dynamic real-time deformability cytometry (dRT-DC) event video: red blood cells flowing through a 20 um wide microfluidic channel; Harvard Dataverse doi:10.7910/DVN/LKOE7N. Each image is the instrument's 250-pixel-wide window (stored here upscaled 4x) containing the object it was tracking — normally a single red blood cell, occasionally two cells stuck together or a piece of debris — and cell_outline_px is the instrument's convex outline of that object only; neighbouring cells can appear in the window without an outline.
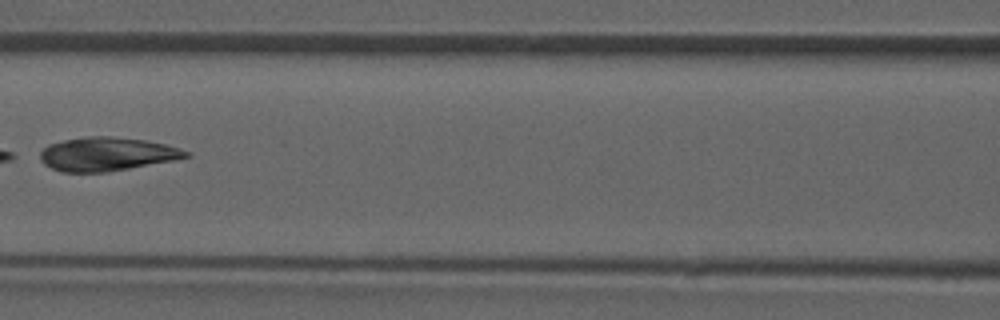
{"species": "common noctule bat (a hibernating species)", "species_latin": "Nyctalus noctula", "temperature_condition": "room temperature", "stored_images_in_passage": 7, "camera_frame_rate_fps": 3000, "um_per_image_px": 0.085, "animal": {"sex": "male", "forearm_length_mm": 52.5}, "frame": {"image": 1, "passage_image": 6, "time_ms": 5.667, "image_size_px": [1000, 320], "cell_outline_px": [[192, 156], [172, 160], [128, 168], [104, 172], [64, 172], [52, 168], [44, 164], [40, 160], [40, 152], [48, 144], [64, 140], [88, 136], [112, 136], [144, 140], [164, 144], [180, 148], [192, 152]], "centroid_in_image_um": [9.08, 13.09], "position_along_channel_um": 157.5, "area_um2": 28.38}}